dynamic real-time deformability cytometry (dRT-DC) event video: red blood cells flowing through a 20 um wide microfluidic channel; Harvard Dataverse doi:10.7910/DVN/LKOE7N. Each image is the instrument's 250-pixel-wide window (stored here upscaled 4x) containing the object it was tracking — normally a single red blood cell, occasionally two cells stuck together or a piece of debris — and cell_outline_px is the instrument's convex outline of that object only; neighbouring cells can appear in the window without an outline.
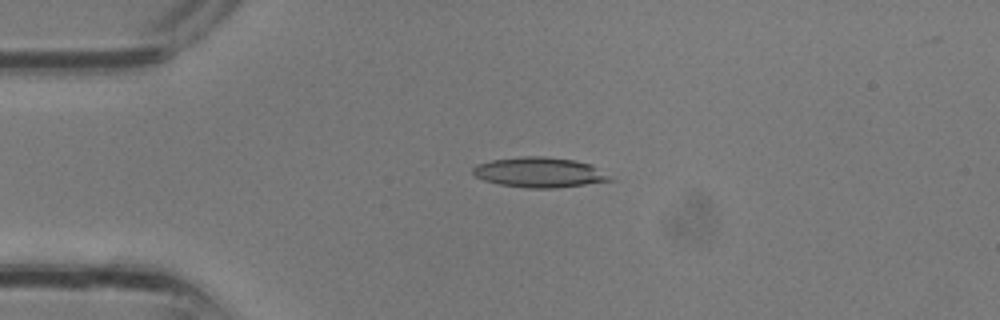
{"species": "common noctule bat (a hibernating species)", "species_latin": "Nyctalus noctula", "temperature_condition": "room temperature", "stored_images_in_passage": 27, "camera_frame_rate_fps": 3000, "um_per_image_px": 0.085, "animal": {"sex": "male", "body_mass_g": 13.3}, "frame": {"image": 1, "passage_image": 2, "time_ms": 0.333, "image_size_px": [1000, 320], "cell_outline_px": [[616, 180], [556, 188], [528, 188], [500, 184], [484, 180], [476, 176], [472, 172], [472, 168], [476, 164], [492, 160], [520, 156], [544, 156], [576, 160], [592, 164]], "centroid_in_image_um": [45.87, 14.64], "position_along_channel_um": 39.1, "area_um2": 24.16}}
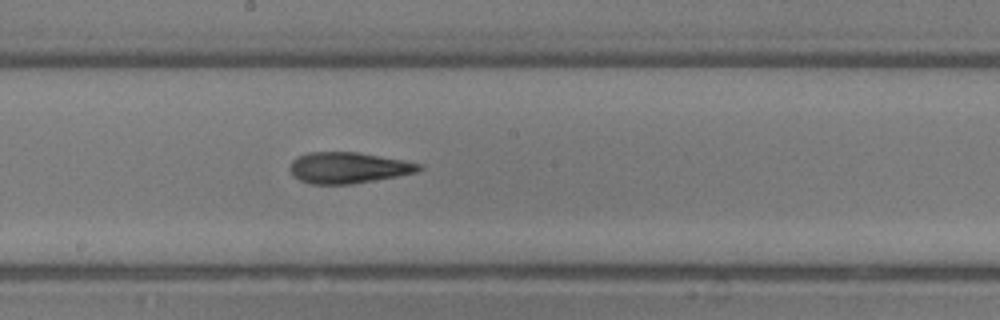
{"frame": {"image": 2, "passage_image": 12, "time_ms": 3.667, "image_size_px": [1000, 320], "cell_outline_px": [[424, 168], [416, 172], [396, 176], [352, 184], [308, 184], [292, 176], [292, 160], [308, 152], [356, 152], [404, 160], [424, 164]], "centroid_in_image_um": [29.63, 14.26], "position_along_channel_um": 218.6, "area_um2": 23.24}}
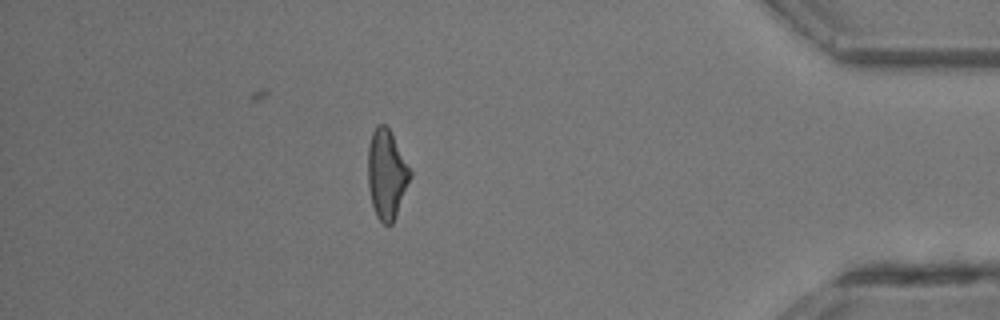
{"frame": {"image": 3, "passage_image": 23, "time_ms": 7.333, "image_size_px": [1000, 320], "cell_outline_px": [[412, 176], [396, 216], [392, 224], [384, 224], [376, 216], [372, 204], [368, 188], [368, 144], [372, 132], [376, 124], [384, 124], [388, 128], [412, 172]], "centroid_in_image_um": [32.85, 14.82], "position_along_channel_um": 402.3, "area_um2": 21.91}}